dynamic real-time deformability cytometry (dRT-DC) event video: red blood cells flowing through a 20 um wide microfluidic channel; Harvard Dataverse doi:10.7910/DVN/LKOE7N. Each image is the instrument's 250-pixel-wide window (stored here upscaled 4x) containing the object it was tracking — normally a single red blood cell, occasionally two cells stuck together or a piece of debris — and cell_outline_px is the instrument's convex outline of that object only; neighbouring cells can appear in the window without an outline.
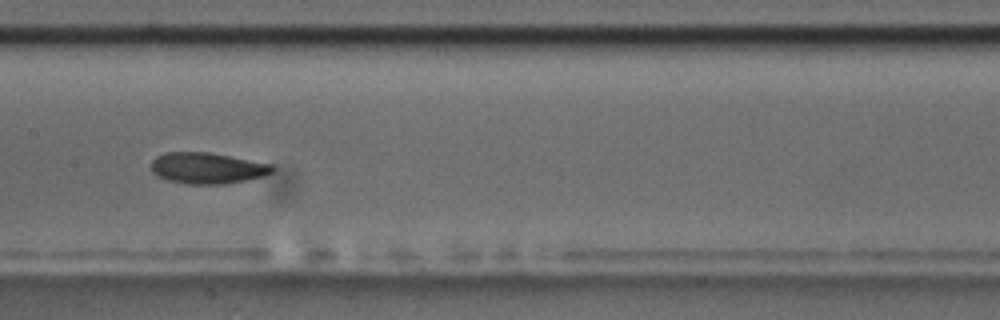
{"species": "common noctule bat (a hibernating species)", "species_latin": "Nyctalus noctula", "temperature_condition": "room temperature", "stored_images_in_passage": 9, "camera_frame_rate_fps": 3000, "um_per_image_px": 0.085, "animal": {"sex": "male", "body_mass_g": 17.5, "forearm_length_mm": 52.3}, "frame": {"image": 1, "passage_image": 8, "time_ms": 8.0, "image_size_px": [1000, 320], "cell_outline_px": [[272, 172], [264, 176], [248, 180], [224, 184], [188, 184], [168, 180], [152, 172], [152, 160], [156, 156], [168, 152], [208, 152], [272, 164]], "centroid_in_image_um": [17.62, 14.29], "position_along_channel_um": 189.8, "area_um2": 21.79}}
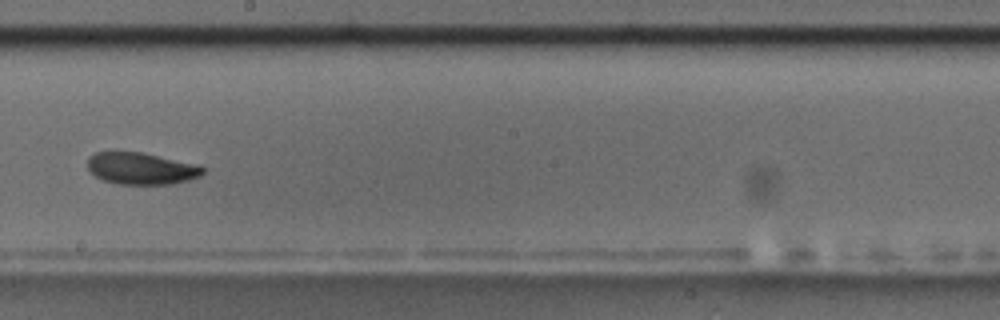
{"frame": {"image": 2, "passage_image": 9, "time_ms": 9.333, "image_size_px": [1000, 320], "cell_outline_px": [[204, 172], [200, 176], [188, 180], [172, 184], [120, 184], [104, 180], [96, 176], [88, 168], [88, 156], [96, 152], [140, 152], [200, 164], [204, 168]], "centroid_in_image_um": [12.04, 14.31], "position_along_channel_um": 236.2, "area_um2": 21.39}}